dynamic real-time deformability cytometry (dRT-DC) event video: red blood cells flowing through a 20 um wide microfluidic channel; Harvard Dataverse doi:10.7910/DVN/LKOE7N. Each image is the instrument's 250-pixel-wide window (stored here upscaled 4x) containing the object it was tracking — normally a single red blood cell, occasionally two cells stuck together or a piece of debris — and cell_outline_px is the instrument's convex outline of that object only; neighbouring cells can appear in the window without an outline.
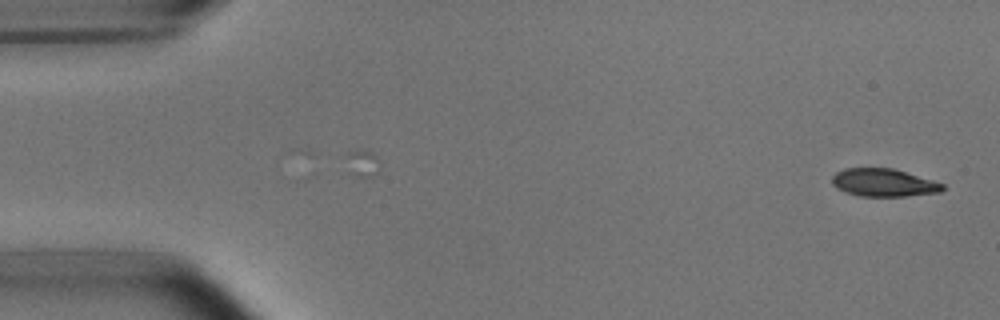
{"species": "common noctule bat (a hibernating species)", "species_latin": "Nyctalus noctula", "temperature_condition": "room temperature", "stored_images_in_passage": 13, "camera_frame_rate_fps": 3000, "um_per_image_px": 0.085, "animal": {"sex": "male", "body_mass_g": 15.6}, "frame": {"image": 1, "passage_image": 1, "time_ms": 0.0, "image_size_px": [1000, 320], "cell_outline_px": [[944, 188], [940, 192], [904, 196], [860, 196], [836, 188], [832, 184], [832, 176], [836, 172], [844, 168], [892, 168], [932, 180], [944, 184]], "centroid_in_image_um": [75.08, 15.52], "position_along_channel_um": 9.9, "area_um2": 17.74}}